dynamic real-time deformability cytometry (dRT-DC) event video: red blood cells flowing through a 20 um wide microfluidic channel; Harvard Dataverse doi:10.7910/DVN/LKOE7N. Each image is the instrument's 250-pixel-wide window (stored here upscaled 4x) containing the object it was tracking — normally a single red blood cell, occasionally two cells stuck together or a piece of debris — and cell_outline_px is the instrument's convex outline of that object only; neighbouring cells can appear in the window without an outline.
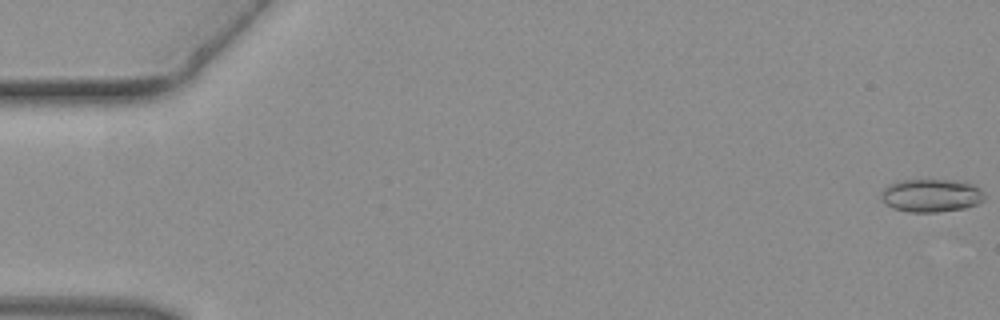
{"species": "common noctule bat (a hibernating species)", "species_latin": "Nyctalus noctula", "temperature_condition": "warm", "stored_images_in_passage": 28, "camera_frame_rate_fps": 3000, "um_per_image_px": 0.085, "animal": {"sex": "female", "body_mass_g": 19.3, "forearm_length_mm": 54.1}, "frame": {"image": 1, "passage_image": 1, "time_ms": 0.0, "image_size_px": [1000, 320], "cell_outline_px": [[984, 200], [976, 204], [964, 208], [936, 212], [908, 212], [892, 208], [884, 204], [880, 200], [880, 192], [888, 184], [896, 180], [924, 176], [952, 180], [972, 184], [980, 188], [984, 196]], "centroid_in_image_um": [79.05, 16.56], "position_along_channel_um": 5.9, "area_um2": 20.92}}
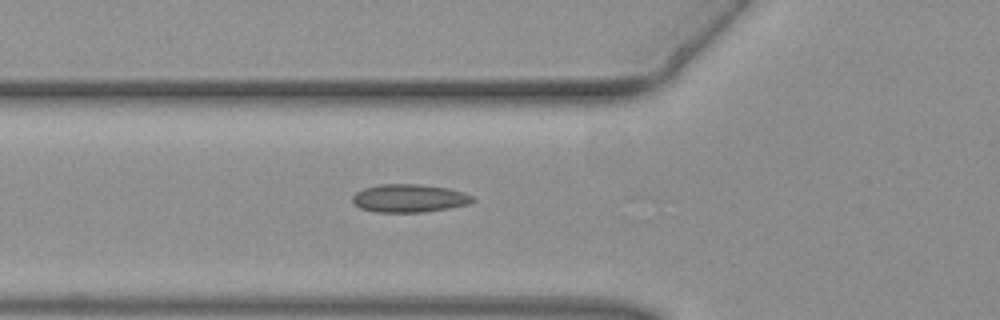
{"frame": {"image": 2, "passage_image": 18, "time_ms": 5.667, "image_size_px": [1000, 320], "cell_outline_px": [[472, 200], [468, 204], [448, 208], [424, 212], [376, 212], [360, 208], [352, 200], [352, 196], [356, 192], [364, 188], [380, 184], [420, 184], [448, 188], [472, 196]], "centroid_in_image_um": [34.73, 16.85], "position_along_channel_um": 91.1, "area_um2": 19.42}}
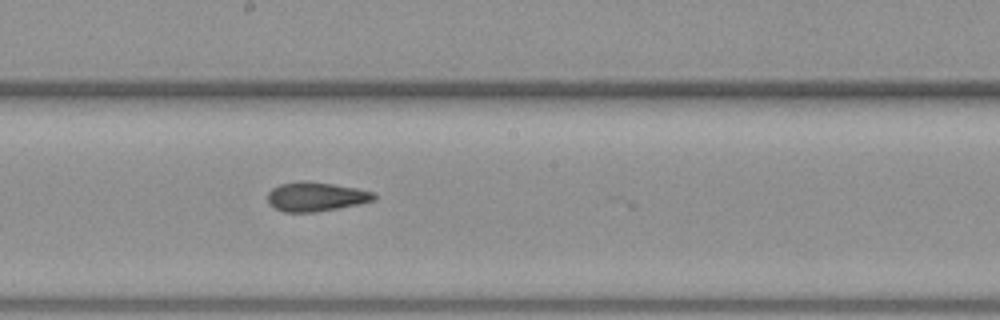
{"frame": {"image": 3, "passage_image": 27, "time_ms": 8.667, "image_size_px": [1000, 320], "cell_outline_px": [[376, 200], [360, 204], [316, 212], [284, 212], [268, 204], [268, 192], [272, 188], [280, 184], [300, 180], [332, 184], [356, 188], [372, 192], [376, 196]], "centroid_in_image_um": [26.84, 16.72], "position_along_channel_um": 221.4, "area_um2": 18.09}}